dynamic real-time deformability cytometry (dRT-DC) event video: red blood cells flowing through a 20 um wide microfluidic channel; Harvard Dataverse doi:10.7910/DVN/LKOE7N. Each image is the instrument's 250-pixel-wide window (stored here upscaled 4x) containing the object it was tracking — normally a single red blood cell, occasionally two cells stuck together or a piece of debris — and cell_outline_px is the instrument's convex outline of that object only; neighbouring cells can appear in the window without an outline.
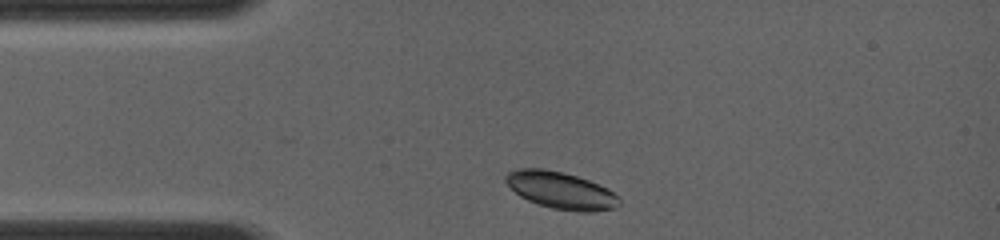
{"species": "common noctule bat (a hibernating species)", "species_latin": "Nyctalus noctula", "temperature_condition": "room temperature", "stored_images_in_passage": 7, "camera_frame_rate_fps": 4000, "um_per_image_px": 0.085, "animal": {"sex": "female", "body_mass_g": 19.0, "forearm_length_mm": 56.7}, "frame": {"image": 1, "passage_image": 1, "time_ms": 0.0, "image_size_px": [1000, 240], "cell_outline_px": [[620, 204], [616, 208], [592, 212], [576, 212], [552, 208], [528, 200], [520, 196], [504, 180], [504, 176], [508, 172], [516, 168], [544, 168], [564, 172], [588, 180], [608, 188], [620, 200]], "centroid_in_image_um": [47.67, 16.17], "position_along_channel_um": 37.3, "area_um2": 24.51}}
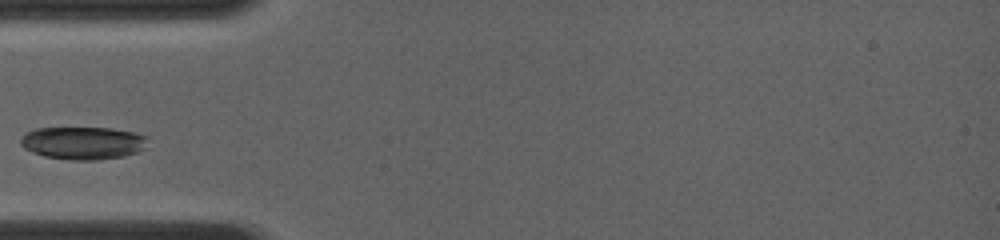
{"frame": {"image": 2, "passage_image": 5, "time_ms": 1.5, "image_size_px": [1000, 240], "cell_outline_px": [[148, 136], [144, 148], [136, 152], [124, 156], [100, 160], [68, 160], [44, 156], [32, 152], [24, 148], [20, 144], [20, 136], [36, 128], [112, 128], [132, 132]], "centroid_in_image_um": [7.03, 12.16], "position_along_channel_um": 78.0, "area_um2": 24.33}}